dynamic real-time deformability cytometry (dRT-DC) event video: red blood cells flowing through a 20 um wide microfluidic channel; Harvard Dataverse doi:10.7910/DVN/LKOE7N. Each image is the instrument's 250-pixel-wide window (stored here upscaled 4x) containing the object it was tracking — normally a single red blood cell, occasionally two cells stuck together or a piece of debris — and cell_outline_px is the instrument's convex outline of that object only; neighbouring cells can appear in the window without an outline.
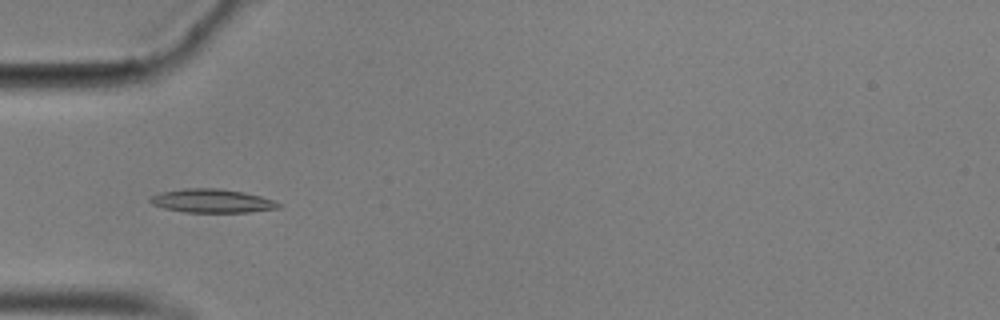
{"species": "common noctule bat (a hibernating species)", "species_latin": "Nyctalus noctula", "temperature_condition": "cold", "stored_images_in_passage": 42, "camera_frame_rate_fps": 3000, "um_per_image_px": 0.085, "animal": {"sex": "male", "body_mass_g": 17.9}, "frame": {"image": 1, "passage_image": 4, "time_ms": 1.0, "image_size_px": [1000, 320], "cell_outline_px": [[280, 208], [248, 212], [184, 212], [164, 208], [152, 204], [148, 200], [152, 196], [160, 192], [184, 188], [220, 188], [244, 192], [260, 196], [272, 200], [280, 204]], "centroid_in_image_um": [17.99, 17.07], "position_along_channel_um": 67.0, "area_um2": 17.63}}
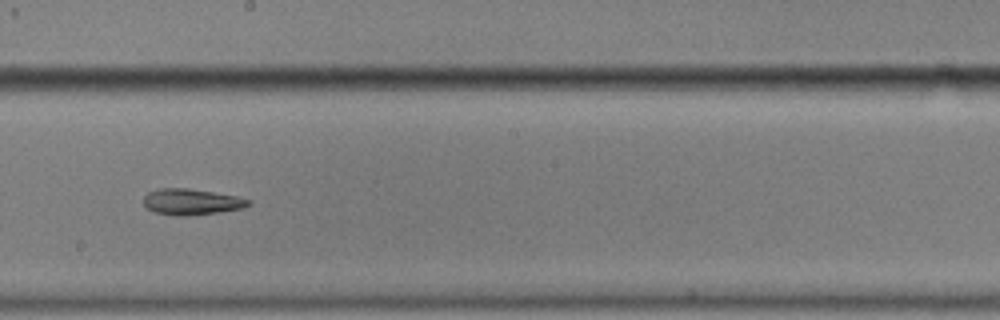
{"frame": {"image": 2, "passage_image": 18, "time_ms": 5.667, "image_size_px": [1000, 320], "cell_outline_px": [[252, 204], [244, 208], [220, 212], [188, 216], [180, 216], [156, 212], [148, 208], [144, 204], [144, 196], [148, 192], [160, 188], [188, 188], [236, 196], [252, 200]], "centroid_in_image_um": [16.32, 17.15], "position_along_channel_um": 231.9, "area_um2": 15.9}}
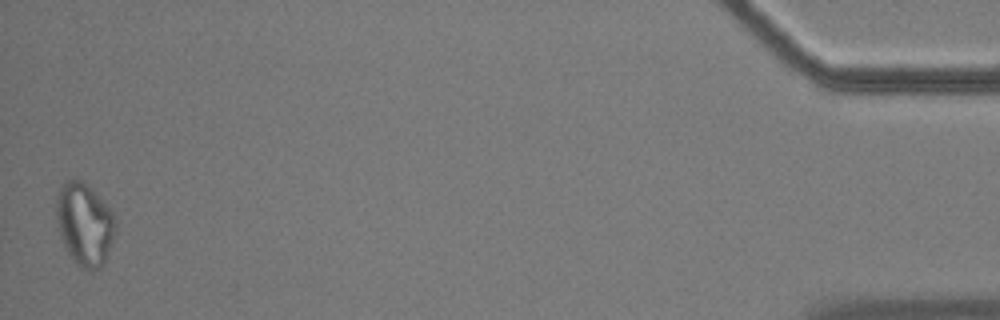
{"frame": {"image": 3, "passage_image": 42, "time_ms": 13.667, "image_size_px": [1000, 320], "cell_outline_px": [[116, 232], [104, 264], [100, 268], [92, 272], [88, 272], [80, 268], [76, 264], [68, 252], [60, 236], [56, 220], [56, 196], [60, 184], [72, 176], [88, 184], [92, 188], [112, 212], [116, 220]], "centroid_in_image_um": [7.18, 19.04], "position_along_channel_um": 428.0, "area_um2": 29.13}, "authors_computed_cell_mechanics": {"area_um2": 16.5597, "velocity_mm_per_s": 3.5416, "shape_relaxation_time_tau1_ms": null, "shape_relaxation_time_tau2_ms": 9.7532, "deformation_change_tau1": null, "deformation_change_tau2": 0.2063}}